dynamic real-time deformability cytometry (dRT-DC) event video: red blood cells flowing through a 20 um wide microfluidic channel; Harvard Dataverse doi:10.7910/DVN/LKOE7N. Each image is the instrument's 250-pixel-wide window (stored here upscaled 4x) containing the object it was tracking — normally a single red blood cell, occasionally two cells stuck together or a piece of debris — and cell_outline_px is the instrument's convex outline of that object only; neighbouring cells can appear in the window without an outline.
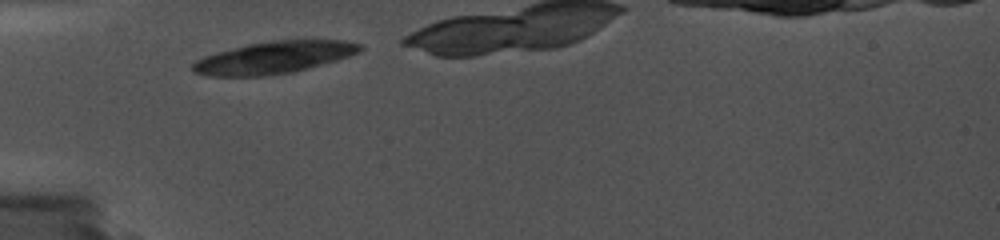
{"species": "common noctule bat (a hibernating species)", "species_latin": "Nyctalus noctula", "temperature_condition": "cold", "stored_images_in_passage": 1, "camera_frame_rate_fps": 5000, "um_per_image_px": 0.085, "animal": {"sex": "female", "body_mass_g": 19.0, "forearm_length_mm": 56.7}, "frame": {"image": 1, "passage_image": 1, "time_ms": 0.0, "image_size_px": [1000, 240], "cell_outline_px": [[364, 48], [360, 52], [336, 60], [292, 72], [264, 76], [212, 76], [196, 72], [192, 68], [192, 64], [196, 60], [204, 56], [216, 52], [248, 44], [304, 36], [348, 40], [360, 44]], "centroid_in_image_um": [23.4, 4.83], "position_along_channel_um": 61.6, "area_um2": 32.08}}